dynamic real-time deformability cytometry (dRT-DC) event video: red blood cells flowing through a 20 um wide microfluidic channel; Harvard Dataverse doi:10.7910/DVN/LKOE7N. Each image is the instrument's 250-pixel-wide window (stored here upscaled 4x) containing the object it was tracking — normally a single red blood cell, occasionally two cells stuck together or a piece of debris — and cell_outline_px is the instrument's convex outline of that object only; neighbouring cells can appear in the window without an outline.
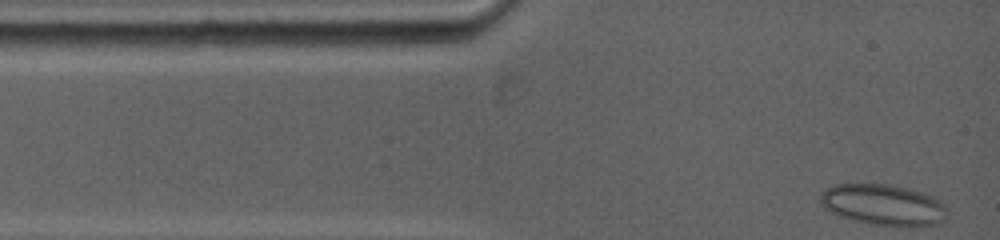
{"species": "common noctule bat (a hibernating species)", "species_latin": "Nyctalus noctula", "temperature_condition": "warm", "stored_images_in_passage": 29, "camera_frame_rate_fps": 5000, "um_per_image_px": 0.085, "animal": {"sex": "female", "body_mass_g": 19.0, "forearm_length_mm": 53.3}, "frame": {"image": 1, "passage_image": 1, "time_ms": 0.0, "image_size_px": [1000, 240], "cell_outline_px": [[948, 208], [944, 220], [936, 224], [872, 224], [840, 216], [824, 208], [820, 204], [820, 196], [824, 188], [832, 184], [888, 184], [908, 188], [924, 192], [936, 196]], "centroid_in_image_um": [75.06, 17.36], "position_along_channel_um": 9.9, "area_um2": 30.0}}
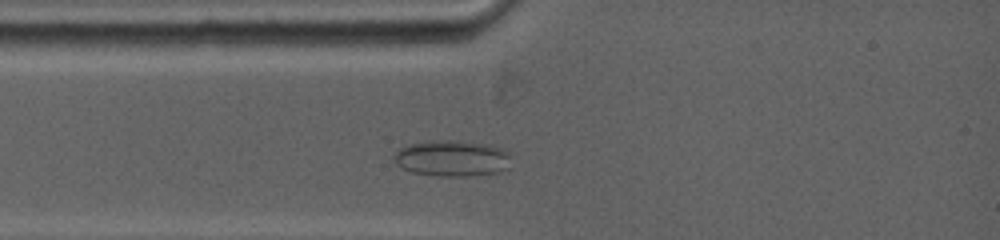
{"frame": {"image": 2, "passage_image": 16, "time_ms": 2.0, "image_size_px": [1000, 240], "cell_outline_px": [[508, 168], [496, 172], [472, 176], [440, 176], [412, 172], [400, 168], [396, 164], [392, 156], [400, 148], [412, 144], [452, 140], [484, 144], [500, 148], [508, 156]], "centroid_in_image_um": [38.36, 13.48], "position_along_channel_um": 46.6, "area_um2": 23.99}}
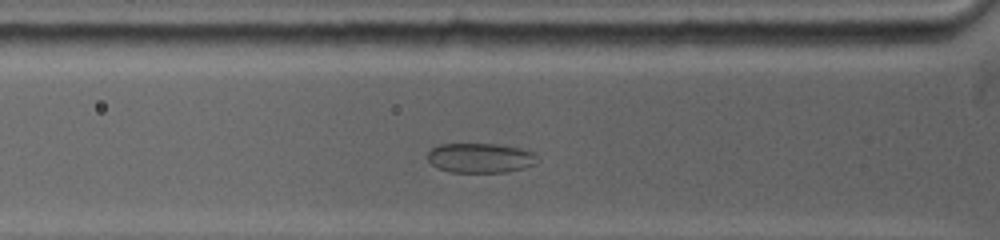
{"frame": {"image": 3, "passage_image": 24, "time_ms": 3.0, "image_size_px": [1000, 240], "cell_outline_px": [[532, 164], [524, 168], [508, 172], [452, 172], [436, 168], [428, 160], [428, 152], [432, 148], [440, 144], [496, 144], [520, 148], [532, 152]], "centroid_in_image_um": [40.73, 13.43], "position_along_channel_um": 85.1, "area_um2": 18.61}}